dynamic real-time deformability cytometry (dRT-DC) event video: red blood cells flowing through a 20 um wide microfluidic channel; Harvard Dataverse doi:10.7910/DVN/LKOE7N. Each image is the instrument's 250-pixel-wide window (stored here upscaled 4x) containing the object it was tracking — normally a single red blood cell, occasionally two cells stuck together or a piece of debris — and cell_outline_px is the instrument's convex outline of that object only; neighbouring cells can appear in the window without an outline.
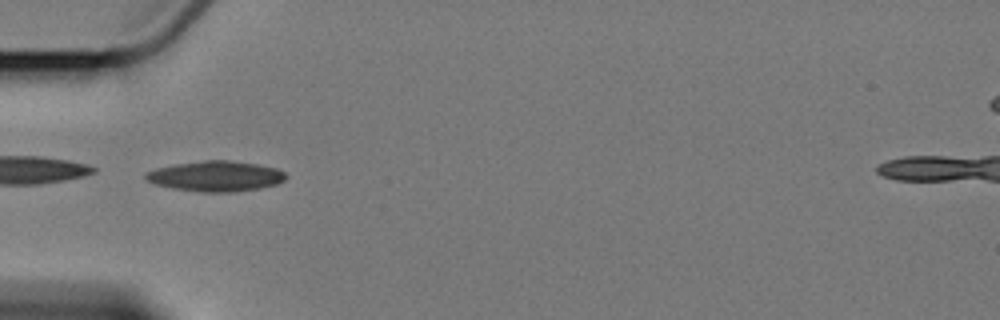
{"species": "Egyptian fruit bat (a non-hibernating species)", "species_latin": "Rousettus aegyptiacus", "temperature_condition": "cold", "stored_images_in_passage": 7, "camera_frame_rate_fps": 3000, "um_per_image_px": 0.085, "animal": {"sex": "female"}, "frame": {"image": 1, "passage_image": 6, "time_ms": 5.667, "image_size_px": [1000, 320], "cell_outline_px": [[288, 176], [284, 180], [276, 184], [260, 188], [232, 192], [204, 192], [172, 188], [156, 184], [148, 180], [144, 176], [144, 172], [156, 168], [176, 164], [204, 160], [228, 160], [256, 164], [276, 168], [284, 172]], "centroid_in_image_um": [18.34, 14.97], "position_along_channel_um": 66.7, "area_um2": 24.68}}